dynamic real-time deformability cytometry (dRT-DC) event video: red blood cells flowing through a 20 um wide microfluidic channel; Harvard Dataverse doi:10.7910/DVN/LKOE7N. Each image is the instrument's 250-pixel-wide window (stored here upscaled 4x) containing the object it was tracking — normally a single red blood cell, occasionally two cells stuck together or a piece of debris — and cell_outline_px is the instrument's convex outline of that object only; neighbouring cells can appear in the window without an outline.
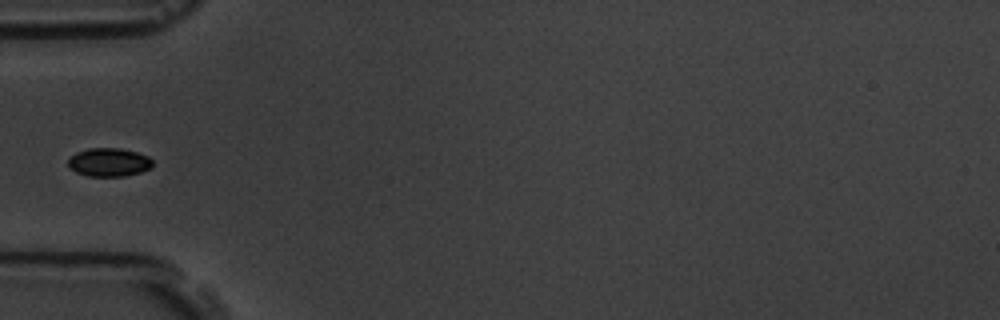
{"species": "common noctule bat (a hibernating species)", "species_latin": "Nyctalus noctula", "temperature_condition": "room temperature", "stored_images_in_passage": 6, "camera_frame_rate_fps": 3000, "um_per_image_px": 0.085, "animal": {"sex": "male", "body_mass_g": 19.5, "forearm_length_mm": 54.6}, "frame": {"image": 1, "passage_image": 6, "time_ms": 6.333, "image_size_px": [1000, 320], "cell_outline_px": [[152, 168], [140, 172], [124, 176], [88, 176], [76, 172], [68, 164], [68, 160], [76, 152], [88, 148], [120, 148], [136, 152], [148, 156], [152, 160]], "centroid_in_image_um": [9.28, 13.79], "position_along_channel_um": 75.7, "area_um2": 13.93}}